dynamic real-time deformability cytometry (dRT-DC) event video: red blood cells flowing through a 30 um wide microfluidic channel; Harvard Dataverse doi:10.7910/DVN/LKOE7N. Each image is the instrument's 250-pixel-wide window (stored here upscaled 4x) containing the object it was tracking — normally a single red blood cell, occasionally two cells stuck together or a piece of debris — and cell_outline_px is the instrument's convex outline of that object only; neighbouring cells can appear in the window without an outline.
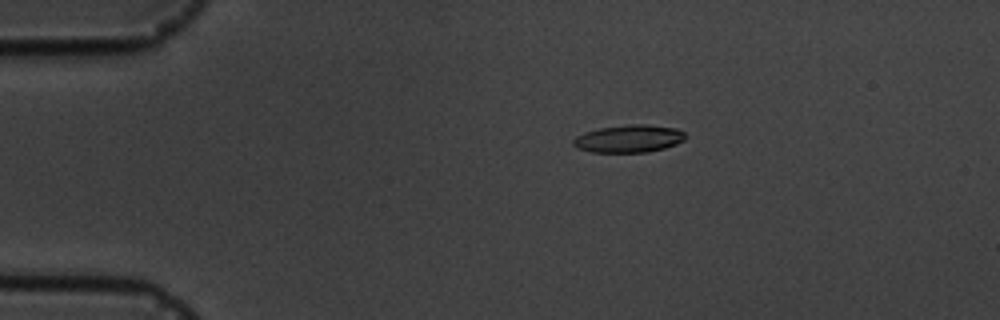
{"species": "common noctule bat (a hibernating species)", "species_latin": "Nyctalus noctula", "temperature_condition": "cold", "stored_images_in_passage": 5, "camera_frame_rate_fps": 3000, "um_per_image_px": 0.085, "animal": {"sex": "male", "body_mass_g": 19.5, "forearm_length_mm": 54.6}, "frame": {"image": 1, "passage_image": 4, "time_ms": 3.333, "image_size_px": [1000, 320], "cell_outline_px": [[688, 136], [684, 140], [676, 144], [664, 148], [648, 152], [592, 152], [576, 148], [572, 144], [572, 140], [576, 136], [584, 132], [600, 128], [628, 124], [644, 124], [676, 128], [684, 132]], "centroid_in_image_um": [53.45, 11.78], "position_along_channel_um": 31.6, "area_um2": 18.15}}